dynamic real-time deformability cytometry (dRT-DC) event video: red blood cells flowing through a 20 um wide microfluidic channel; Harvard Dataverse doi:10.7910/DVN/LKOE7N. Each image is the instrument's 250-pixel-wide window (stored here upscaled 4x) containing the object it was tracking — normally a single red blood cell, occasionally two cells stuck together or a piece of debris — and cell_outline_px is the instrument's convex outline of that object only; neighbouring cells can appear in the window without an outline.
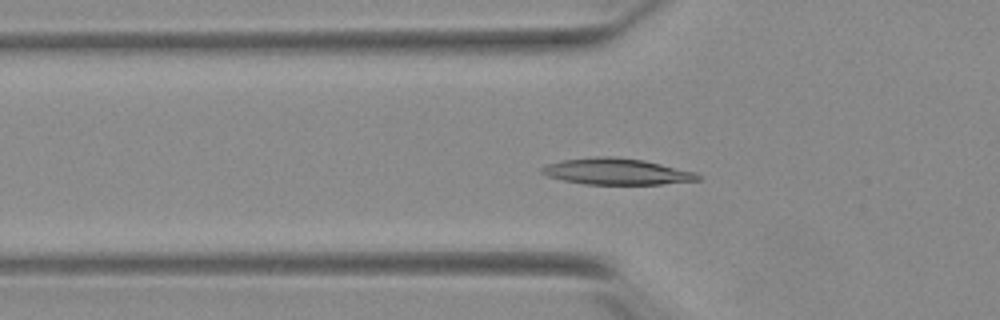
{"species": "Egyptian fruit bat (a non-hibernating species)", "species_latin": "Rousettus aegyptiacus", "temperature_condition": "warm", "stored_images_in_passage": 47, "camera_frame_rate_fps": 3000, "um_per_image_px": 0.085, "animal": {"sex": "female"}, "frame": {"image": 1, "passage_image": 12, "time_ms": 3.667, "image_size_px": [1000, 320], "cell_outline_px": [[700, 180], [660, 184], [584, 184], [564, 180], [548, 176], [540, 172], [540, 168], [548, 164], [564, 160], [600, 156], [612, 156], [644, 160], [696, 172], [700, 176]], "centroid_in_image_um": [52.42, 14.58], "position_along_channel_um": 73.4, "area_um2": 23.7}}
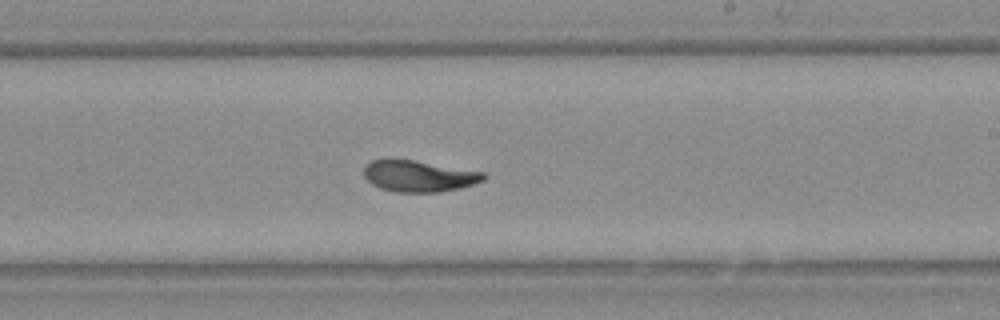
{"frame": {"image": 2, "passage_image": 26, "time_ms": 8.333, "image_size_px": [1000, 320], "cell_outline_px": [[488, 176], [484, 180], [460, 188], [440, 192], [396, 192], [380, 188], [372, 184], [364, 176], [364, 168], [372, 160], [412, 160], [484, 172]], "centroid_in_image_um": [35.63, 14.98], "position_along_channel_um": 253.4, "area_um2": 21.56}}
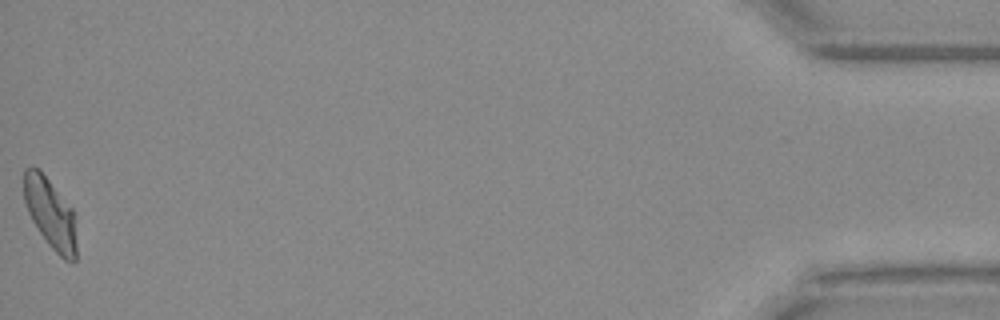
{"frame": {"image": 3, "passage_image": 47, "time_ms": 15.333, "image_size_px": [1000, 320], "cell_outline_px": [[76, 260], [64, 260], [48, 244], [32, 220], [28, 212], [24, 200], [24, 168], [32, 164], [40, 168], [72, 208], [76, 244]], "centroid_in_image_um": [4.25, 18.07], "position_along_channel_um": 431.0, "area_um2": 21.5}, "authors_computed_cell_mechanics": {"area_um2": 21.964, "velocity_mm_per_s": 3.8659, "shape_relaxation_time_tau1_ms": 4.1246, "shape_relaxation_time_tau2_ms": 1.3536, "deformation_change_tau1": 0.151, "deformation_change_tau2": 0.0638}}